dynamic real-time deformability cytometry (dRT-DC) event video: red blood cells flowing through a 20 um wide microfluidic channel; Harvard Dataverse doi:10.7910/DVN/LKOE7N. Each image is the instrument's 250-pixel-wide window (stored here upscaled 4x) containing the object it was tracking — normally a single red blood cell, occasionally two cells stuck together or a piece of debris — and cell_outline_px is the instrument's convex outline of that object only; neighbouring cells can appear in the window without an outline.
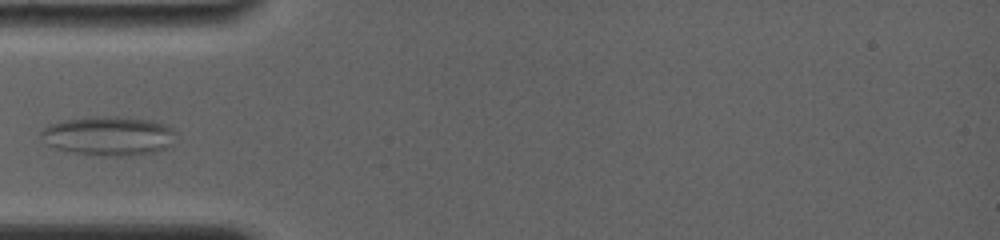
{"species": "common noctule bat (a hibernating species)", "species_latin": "Nyctalus noctula", "temperature_condition": "room temperature", "stored_images_in_passage": 14, "camera_frame_rate_fps": 4000, "um_per_image_px": 0.085, "animal": {"sex": "female", "body_mass_g": 19.0, "forearm_length_mm": 56.7}, "frame": {"image": 1, "passage_image": 1, "time_ms": 0.0, "image_size_px": [1000, 240], "cell_outline_px": [[176, 132], [168, 144], [164, 148], [152, 152], [128, 156], [76, 152], [56, 148], [48, 144], [40, 136], [40, 132], [44, 128], [52, 124], [64, 120], [92, 116], [116, 116], [152, 120], [164, 124], [172, 128]], "centroid_in_image_um": [9.22, 11.51], "position_along_channel_um": 75.8, "area_um2": 30.06}}
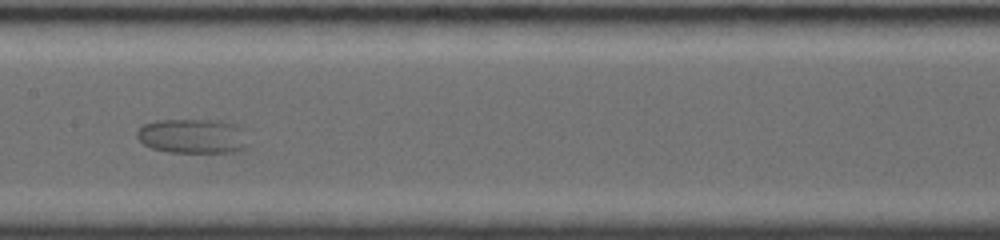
{"frame": {"image": 2, "passage_image": 9, "time_ms": 3.25, "image_size_px": [1000, 240], "cell_outline_px": [[244, 148], [232, 152], [172, 152], [152, 148], [144, 144], [136, 136], [136, 132], [144, 124], [156, 120], [232, 120], [240, 128]], "centroid_in_image_um": [16.31, 11.55], "position_along_channel_um": 191.1, "area_um2": 22.08}}
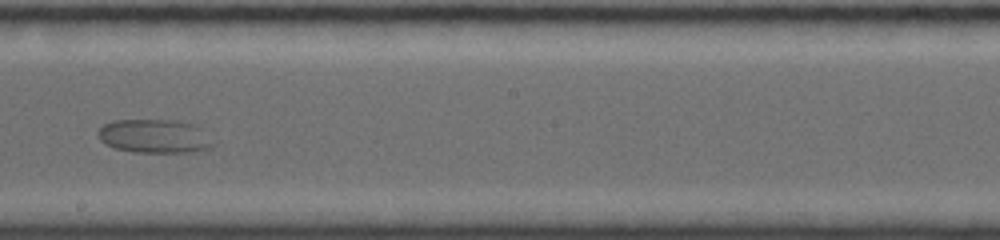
{"frame": {"image": 3, "passage_image": 12, "time_ms": 4.5, "image_size_px": [1000, 240], "cell_outline_px": [[216, 144], [208, 148], [192, 152], [132, 152], [116, 148], [104, 144], [100, 140], [96, 132], [104, 124], [116, 120], [176, 120], [196, 124]], "centroid_in_image_um": [13.12, 11.57], "position_along_channel_um": 235.1, "area_um2": 22.72}}